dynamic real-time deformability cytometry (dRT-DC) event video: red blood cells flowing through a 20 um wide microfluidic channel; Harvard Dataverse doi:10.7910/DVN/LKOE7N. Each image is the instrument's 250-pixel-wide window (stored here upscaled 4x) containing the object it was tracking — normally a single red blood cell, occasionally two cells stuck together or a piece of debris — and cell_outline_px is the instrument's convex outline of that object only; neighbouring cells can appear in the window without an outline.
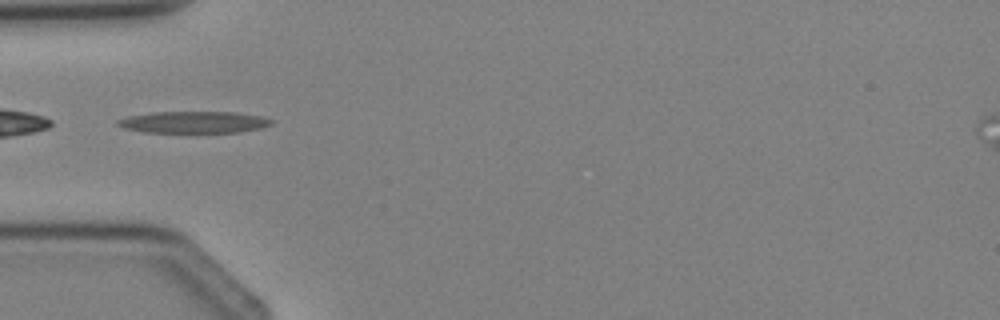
{"species": "Egyptian fruit bat (a non-hibernating species)", "species_latin": "Rousettus aegyptiacus", "temperature_condition": "cold", "stored_images_in_passage": 1, "camera_frame_rate_fps": 3000, "um_per_image_px": 0.085, "animal": {"sex": "female"}, "frame": {"image": 1, "passage_image": 1, "time_ms": 0.0, "image_size_px": [1000, 320], "cell_outline_px": [[272, 124], [260, 128], [240, 132], [144, 132], [124, 128], [116, 124], [116, 120], [128, 116], [152, 112], [236, 112], [264, 116], [272, 120]], "centroid_in_image_um": [16.48, 10.38], "position_along_channel_um": 68.5, "area_um2": 19.48}}